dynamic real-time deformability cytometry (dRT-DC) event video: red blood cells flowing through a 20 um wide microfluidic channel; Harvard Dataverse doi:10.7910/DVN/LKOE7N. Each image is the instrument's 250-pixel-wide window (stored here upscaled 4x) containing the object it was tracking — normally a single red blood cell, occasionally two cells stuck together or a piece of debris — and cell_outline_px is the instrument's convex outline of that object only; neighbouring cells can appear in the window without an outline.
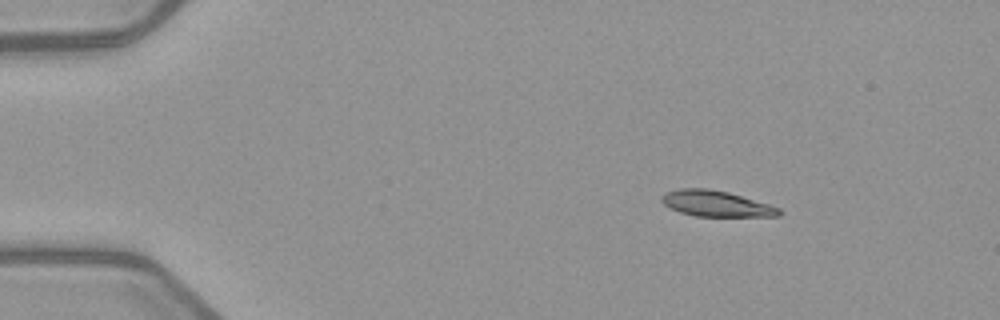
{"species": "common noctule bat (a hibernating species)", "species_latin": "Nyctalus noctula", "temperature_condition": "warm", "stored_images_in_passage": 5, "camera_frame_rate_fps": 3000, "um_per_image_px": 0.085, "animal": {"sex": "female", "body_mass_g": 21.9}, "frame": {"image": 1, "passage_image": 2, "time_ms": 1.333, "image_size_px": [1000, 320], "cell_outline_px": [[784, 212], [780, 216], [696, 216], [680, 212], [664, 204], [660, 200], [660, 196], [664, 192], [680, 188], [708, 188], [728, 192], [768, 204], [780, 208]], "centroid_in_image_um": [60.86, 17.3], "position_along_channel_um": 24.1, "area_um2": 17.69}}
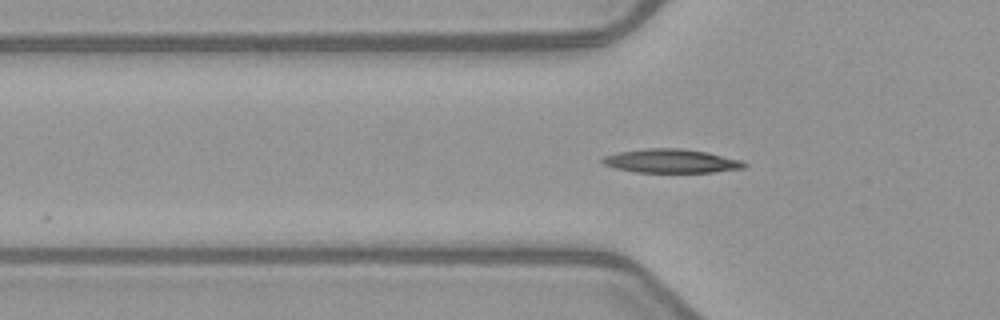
{"frame": {"image": 2, "passage_image": 5, "time_ms": 4.667, "image_size_px": [1000, 320], "cell_outline_px": [[748, 164], [744, 168], [712, 172], [636, 172], [616, 168], [600, 164], [600, 160], [604, 156], [620, 152], [644, 148], [680, 148], [708, 152], [740, 160]], "centroid_in_image_um": [57.02, 13.68], "position_along_channel_um": 68.8, "area_um2": 19.65}}